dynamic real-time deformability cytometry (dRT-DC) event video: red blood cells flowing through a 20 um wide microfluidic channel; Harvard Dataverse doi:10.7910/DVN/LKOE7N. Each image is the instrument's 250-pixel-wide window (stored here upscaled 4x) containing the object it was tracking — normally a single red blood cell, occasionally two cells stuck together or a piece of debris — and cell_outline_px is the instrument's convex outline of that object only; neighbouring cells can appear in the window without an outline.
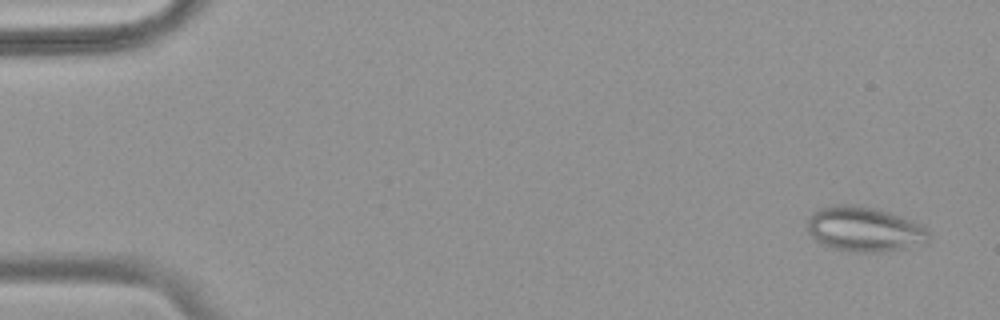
{"species": "common noctule bat (a hibernating species)", "species_latin": "Nyctalus noctula", "temperature_condition": "warm", "stored_images_in_passage": 55, "camera_frame_rate_fps": 3000, "um_per_image_px": 0.085, "animal": {"sex": "female", "body_mass_g": 18.4}, "frame": {"image": 1, "passage_image": 3, "time_ms": 0.667, "image_size_px": [1000, 320], "cell_outline_px": [[928, 244], [880, 252], [848, 252], [832, 248], [820, 244], [808, 232], [808, 216], [812, 212], [820, 208], [832, 204], [860, 204], [876, 208], [912, 220], [928, 228]], "centroid_in_image_um": [73.46, 19.47], "position_along_channel_um": 11.5, "area_um2": 32.31}}
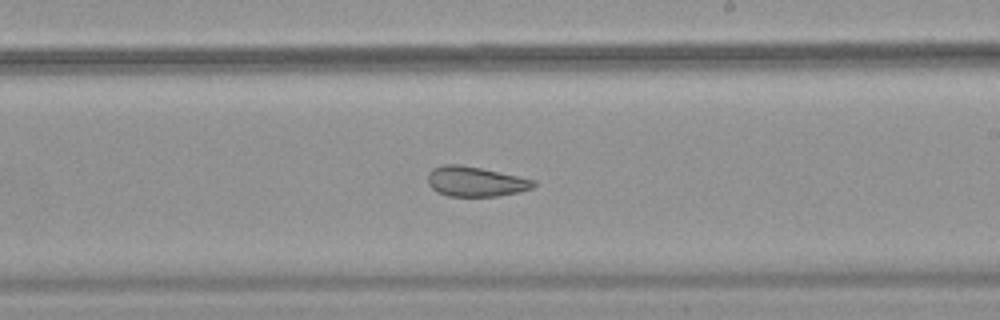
{"frame": {"image": 2, "passage_image": 33, "time_ms": 10.667, "image_size_px": [1000, 320], "cell_outline_px": [[536, 184], [532, 188], [520, 192], [496, 196], [448, 196], [436, 192], [428, 184], [428, 172], [432, 168], [444, 164], [460, 164], [480, 168], [536, 180]], "centroid_in_image_um": [40.39, 15.43], "position_along_channel_um": 248.6, "area_um2": 18.5}}
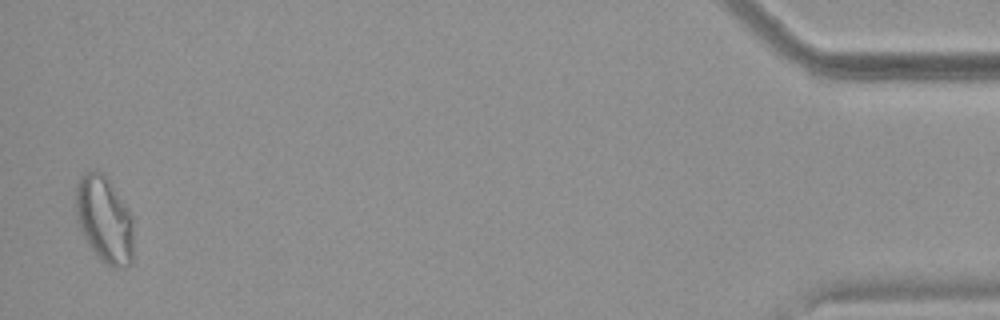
{"frame": {"image": 3, "passage_image": 54, "time_ms": 17.667, "image_size_px": [1000, 320], "cell_outline_px": [[132, 264], [124, 268], [112, 268], [100, 260], [96, 256], [88, 244], [76, 220], [76, 184], [80, 176], [96, 168], [104, 172], [108, 176], [128, 208], [132, 216]], "centroid_in_image_um": [8.87, 18.64], "position_along_channel_um": 426.3, "area_um2": 29.71}, "authors_computed_cell_mechanics": {"area_um2": 24.7962, "velocity_mm_per_s": 3.7241, "shape_relaxation_time_tau1_ms": null, "shape_relaxation_time_tau2_ms": 2.0011, "deformation_change_tau1": null, "deformation_change_tau2": 0.0968}}